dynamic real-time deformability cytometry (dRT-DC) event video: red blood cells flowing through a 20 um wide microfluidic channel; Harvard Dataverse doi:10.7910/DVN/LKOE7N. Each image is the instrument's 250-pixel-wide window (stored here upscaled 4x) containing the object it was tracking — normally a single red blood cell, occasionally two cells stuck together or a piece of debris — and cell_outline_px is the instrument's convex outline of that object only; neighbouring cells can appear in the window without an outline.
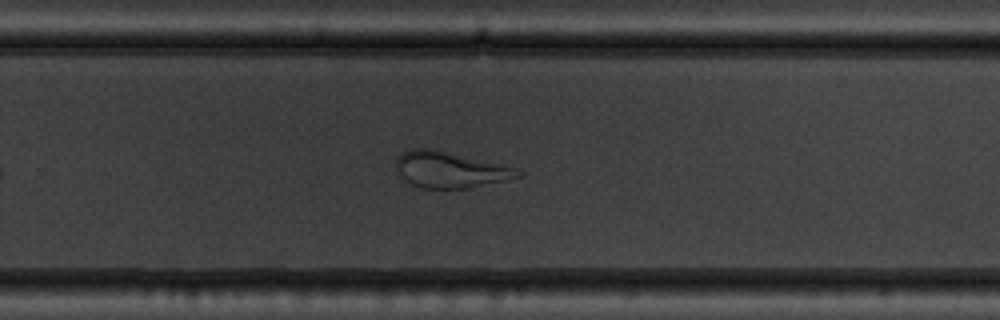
{"species": "common noctule bat (a hibernating species)", "species_latin": "Nyctalus noctula", "temperature_condition": "warm", "stored_images_in_passage": 33, "camera_frame_rate_fps": 3000, "um_per_image_px": 0.085, "animal": {"sex": "male", "body_mass_g": 19.5, "forearm_length_mm": 54.6}, "frame": {"image": 1, "passage_image": 24, "time_ms": 7.667, "image_size_px": [1000, 320], "cell_outline_px": [[524, 176], [508, 180], [472, 188], [420, 188], [404, 180], [400, 176], [396, 168], [396, 160], [404, 152], [412, 148], [428, 148], [516, 168], [524, 172]], "centroid_in_image_um": [38.28, 14.46], "position_along_channel_um": 291.5, "area_um2": 25.37}}
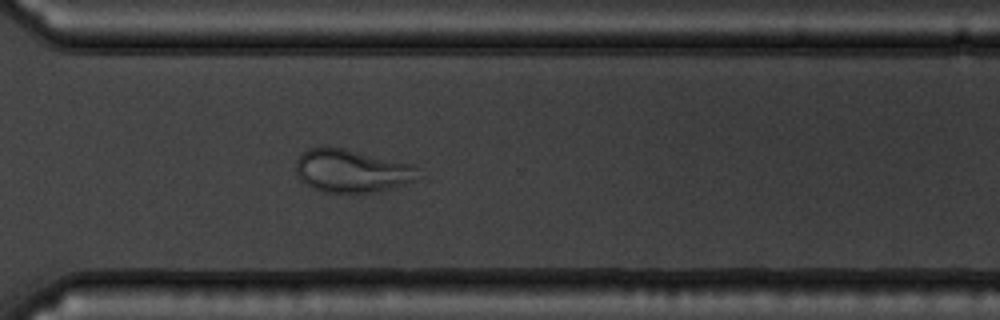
{"frame": {"image": 2, "passage_image": 28, "time_ms": 9.0, "image_size_px": [1000, 320], "cell_outline_px": [[428, 176], [380, 192], [324, 192], [312, 188], [304, 184], [300, 180], [296, 172], [296, 160], [308, 148], [344, 148], [412, 164]], "centroid_in_image_um": [29.97, 14.54], "position_along_channel_um": 340.6, "area_um2": 30.92}}